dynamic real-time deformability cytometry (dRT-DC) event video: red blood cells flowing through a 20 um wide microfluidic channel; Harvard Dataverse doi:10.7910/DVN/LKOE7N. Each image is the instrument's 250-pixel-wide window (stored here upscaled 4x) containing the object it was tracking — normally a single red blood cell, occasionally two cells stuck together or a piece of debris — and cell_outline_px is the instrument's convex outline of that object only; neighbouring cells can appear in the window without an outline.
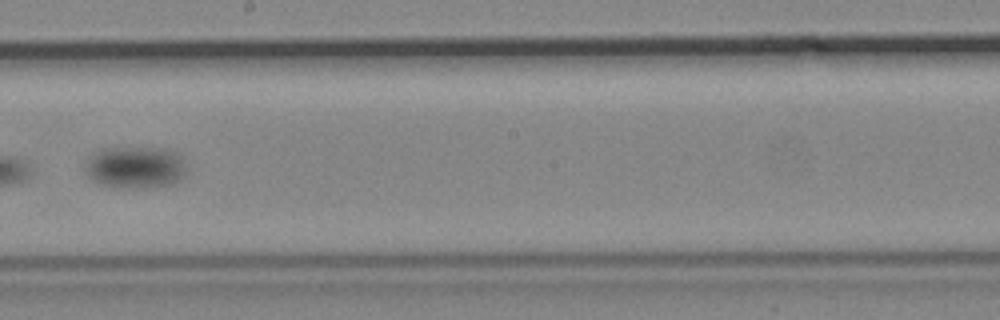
{"species": "common noctule bat (a hibernating species)", "species_latin": "Nyctalus noctula", "temperature_condition": "cold", "stored_images_in_passage": 19, "camera_frame_rate_fps": 3000, "um_per_image_px": 0.085, "animal": {"sex": "male", "body_mass_g": 19.2, "forearm_length_mm": 51.8}, "frame": {"image": 1, "passage_image": 19, "time_ms": 22.0, "image_size_px": [1000, 320], "cell_outline_px": [[184, 176], [180, 180], [172, 184], [116, 188], [100, 184], [92, 180], [84, 172], [88, 156], [100, 148], [160, 148], [180, 152], [184, 156]], "centroid_in_image_um": [11.48, 14.19], "position_along_channel_um": 236.7, "area_um2": 24.91}}